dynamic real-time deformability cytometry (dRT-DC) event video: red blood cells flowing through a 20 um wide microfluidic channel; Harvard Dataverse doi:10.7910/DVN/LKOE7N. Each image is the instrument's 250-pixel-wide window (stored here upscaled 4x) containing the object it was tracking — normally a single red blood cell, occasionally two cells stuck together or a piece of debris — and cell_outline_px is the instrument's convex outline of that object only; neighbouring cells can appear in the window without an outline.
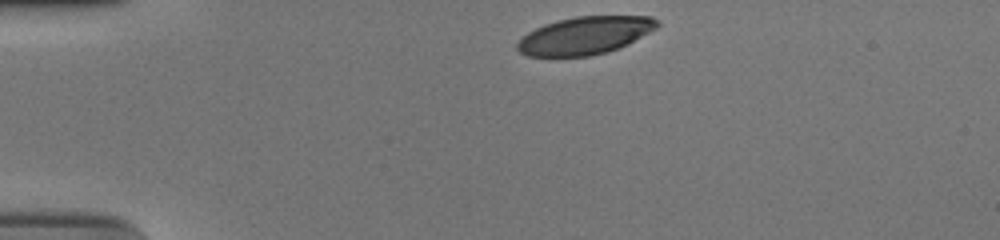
{"species": "human", "species_latin": "Homo sapiens", "temperature_condition": "cold", "stored_images_in_passage": 35, "camera_frame_rate_fps": 3000, "um_per_image_px": 0.085, "donor": {"sex": "male"}, "frame": {"image": 1, "passage_image": 1, "time_ms": 0.0, "image_size_px": [1000, 240], "cell_outline_px": [[660, 24], [656, 28], [628, 44], [620, 48], [608, 52], [592, 56], [556, 60], [528, 56], [520, 52], [516, 48], [516, 44], [528, 32], [544, 24], [556, 20], [576, 16], [652, 16], [660, 20]], "centroid_in_image_um": [49.68, 3.07], "position_along_channel_um": 35.3, "area_um2": 31.79}}
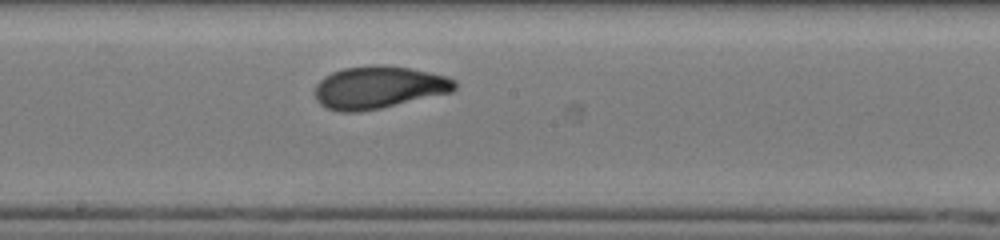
{"frame": {"image": 2, "passage_image": 20, "time_ms": 6.333, "image_size_px": [1000, 240], "cell_outline_px": [[456, 88], [452, 92], [380, 108], [360, 112], [340, 112], [328, 108], [320, 104], [316, 100], [316, 84], [324, 76], [332, 72], [344, 68], [376, 64], [384, 64], [412, 68], [448, 76], [456, 80]], "centroid_in_image_um": [32.2, 7.41], "position_along_channel_um": 216.0, "area_um2": 34.8}}
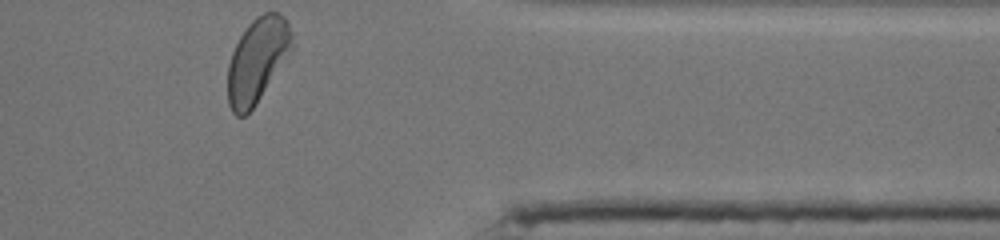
{"frame": {"image": 3, "passage_image": 35, "time_ms": 11.333, "image_size_px": [1000, 240], "cell_outline_px": [[296, 44], [256, 104], [244, 116], [236, 116], [232, 112], [228, 104], [228, 64], [232, 52], [240, 36], [248, 24], [256, 16], [264, 12], [276, 12], [284, 16], [292, 32]], "centroid_in_image_um": [21.89, 5.1], "position_along_channel_um": 389.5, "area_um2": 31.79}, "authors_computed_cell_mechanics": {"area_um2": 33.524, "velocity_mm_per_s": 3.7368, "shape_relaxation_time_tau1_ms": 4.16, "shape_relaxation_time_tau2_ms": 1.1738, "deformation_change_tau1": 0.1663, "deformation_change_tau2": 0.068}}